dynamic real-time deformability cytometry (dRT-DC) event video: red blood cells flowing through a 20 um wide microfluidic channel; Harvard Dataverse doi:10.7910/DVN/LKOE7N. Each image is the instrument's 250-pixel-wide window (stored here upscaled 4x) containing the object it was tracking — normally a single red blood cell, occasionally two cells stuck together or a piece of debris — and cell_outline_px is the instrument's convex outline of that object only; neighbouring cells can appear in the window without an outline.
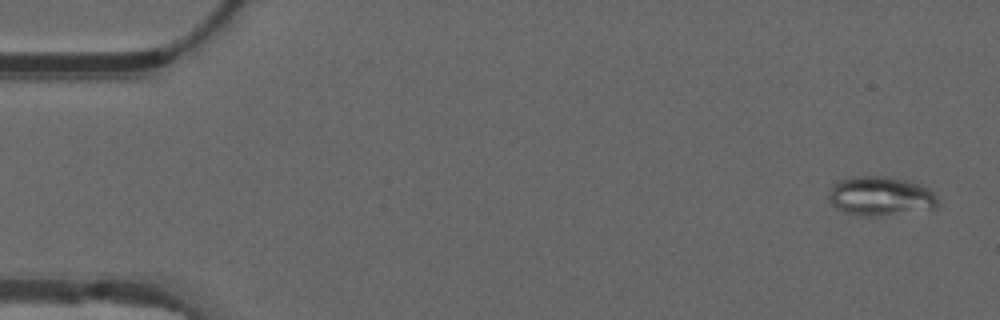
{"species": "common noctule bat (a hibernating species)", "species_latin": "Nyctalus noctula", "temperature_condition": "warm", "stored_images_in_passage": 7, "camera_frame_rate_fps": 3000, "um_per_image_px": 0.085, "animal": {"sex": "male", "forearm_length_mm": 52.5}, "frame": {"image": 1, "passage_image": 1, "time_ms": 0.0, "image_size_px": [1000, 320], "cell_outline_px": [[940, 208], [880, 216], [864, 216], [844, 212], [836, 208], [828, 200], [828, 192], [832, 184], [848, 176], [884, 176], [908, 180], [920, 184], [928, 188], [936, 196], [940, 204]], "centroid_in_image_um": [74.85, 16.67], "position_along_channel_um": 10.2, "area_um2": 25.43}}